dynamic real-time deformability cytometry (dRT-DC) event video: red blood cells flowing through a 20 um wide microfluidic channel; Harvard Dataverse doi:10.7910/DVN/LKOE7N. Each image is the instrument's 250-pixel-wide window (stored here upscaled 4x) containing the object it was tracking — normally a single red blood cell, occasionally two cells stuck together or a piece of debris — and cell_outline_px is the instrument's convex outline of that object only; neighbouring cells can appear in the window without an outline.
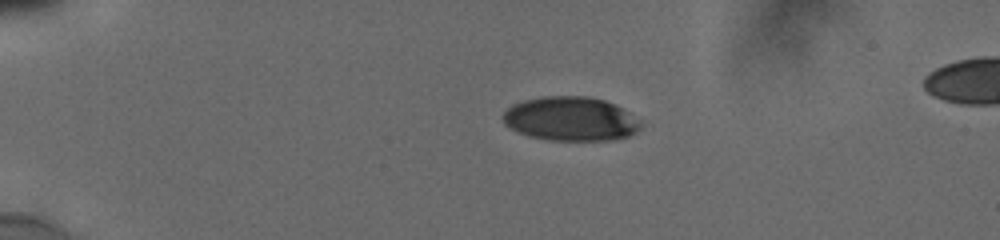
{"species": "human", "species_latin": "Homo sapiens", "temperature_condition": "cold", "stored_images_in_passage": 43, "camera_frame_rate_fps": 3000, "um_per_image_px": 0.085, "donor": {"sex": "male"}, "frame": {"image": 1, "passage_image": 1, "time_ms": 0.0, "image_size_px": [1000, 240], "cell_outline_px": [[640, 128], [636, 132], [628, 136], [612, 140], [548, 140], [528, 136], [504, 124], [504, 112], [512, 104], [524, 100], [544, 96], [588, 96], [604, 100], [616, 104], [624, 108], [640, 120]], "centroid_in_image_um": [48.53, 10.09], "position_along_channel_um": 36.5, "area_um2": 35.43}}
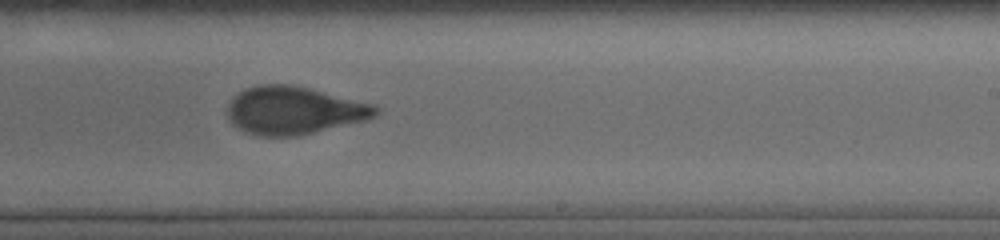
{"frame": {"image": 2, "passage_image": 24, "time_ms": 7.667, "image_size_px": [1000, 240], "cell_outline_px": [[380, 108], [376, 116], [364, 120], [296, 136], [256, 136], [244, 132], [232, 124], [228, 116], [228, 104], [240, 92], [248, 88], [260, 84], [288, 84], [308, 88], [376, 104]], "centroid_in_image_um": [24.99, 9.39], "position_along_channel_um": 264.0, "area_um2": 41.04}}
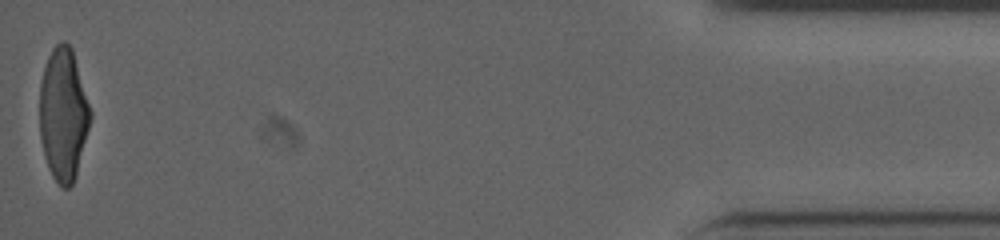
{"frame": {"image": 3, "passage_image": 43, "time_ms": 14.0, "image_size_px": [1000, 240], "cell_outline_px": [[92, 116], [76, 176], [72, 184], [68, 188], [60, 188], [52, 176], [48, 168], [44, 156], [40, 136], [40, 84], [44, 68], [48, 56], [52, 48], [60, 40], [64, 40], [72, 48], [92, 112]], "centroid_in_image_um": [5.38, 9.73], "position_along_channel_um": 429.8, "area_um2": 39.42}, "authors_computed_cell_mechanics": {"area_um2": 40.3444, "velocity_mm_per_s": 3.8602, "shape_relaxation_time_tau1_ms": 5.5149, "shape_relaxation_time_tau2_ms": 1.047, "deformation_change_tau1": 0.2053, "deformation_change_tau2": 0.076}}